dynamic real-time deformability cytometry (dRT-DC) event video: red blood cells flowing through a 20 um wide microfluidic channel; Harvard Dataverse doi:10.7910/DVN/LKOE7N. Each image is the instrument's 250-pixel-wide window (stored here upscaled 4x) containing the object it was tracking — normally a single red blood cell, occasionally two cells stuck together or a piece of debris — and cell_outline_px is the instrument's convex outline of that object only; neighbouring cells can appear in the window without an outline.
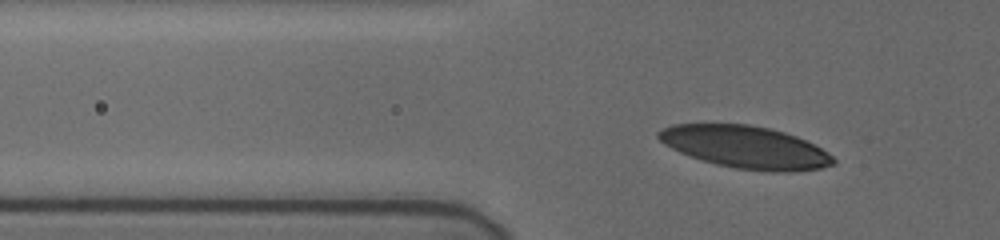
{"species": "human", "species_latin": "Homo sapiens", "temperature_condition": "cold", "stored_images_in_passage": 39, "camera_frame_rate_fps": 3000, "um_per_image_px": 0.085, "donor": {"sex": "female"}, "frame": {"image": 1, "passage_image": 3, "time_ms": 0.667, "image_size_px": [1000, 240], "cell_outline_px": [[836, 164], [820, 168], [792, 172], [768, 172], [736, 168], [716, 164], [680, 152], [664, 144], [656, 136], [656, 132], [672, 124], [748, 124], [768, 128], [784, 132], [796, 136], [828, 152], [836, 160]], "centroid_in_image_um": [63.38, 12.51], "position_along_channel_um": 62.4, "area_um2": 42.95}}
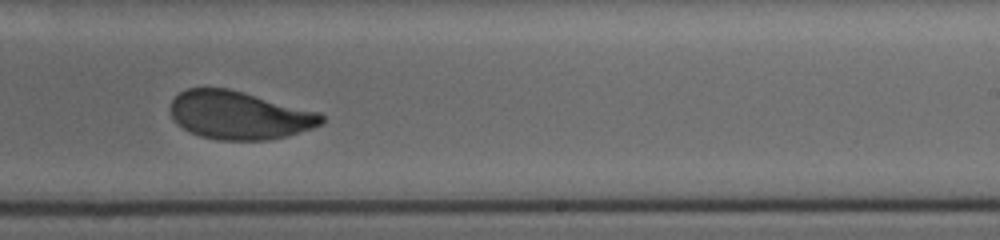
{"frame": {"image": 2, "passage_image": 21, "time_ms": 6.667, "image_size_px": [1000, 240], "cell_outline_px": [[324, 124], [288, 136], [268, 140], [220, 140], [200, 136], [176, 124], [168, 108], [172, 100], [180, 92], [188, 88], [228, 88], [320, 112], [324, 116]], "centroid_in_image_um": [20.34, 9.8], "position_along_channel_um": 268.7, "area_um2": 42.54}}
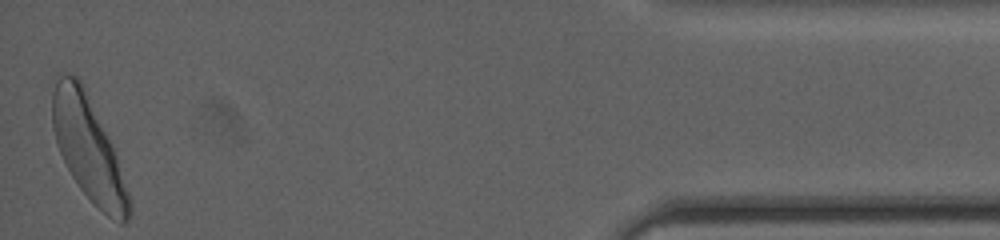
{"frame": {"image": 3, "passage_image": 39, "time_ms": 12.667, "image_size_px": [1000, 240], "cell_outline_px": [[132, 208], [128, 220], [124, 224], [120, 224], [108, 216], [80, 188], [72, 176], [56, 144], [52, 128], [52, 92], [56, 80], [60, 76], [76, 76], [84, 84], [112, 144], [132, 204]], "centroid_in_image_um": [7.51, 12.62], "position_along_channel_um": 427.7, "area_um2": 45.6}, "authors_computed_cell_mechanics": {"area_um2": 43.4656, "velocity_mm_per_s": 3.7099, "shape_relaxation_time_tau1_ms": 2.8726, "shape_relaxation_time_tau2_ms": 0.8596, "deformation_change_tau1": 0.1173, "deformation_change_tau2": 0.0597}}